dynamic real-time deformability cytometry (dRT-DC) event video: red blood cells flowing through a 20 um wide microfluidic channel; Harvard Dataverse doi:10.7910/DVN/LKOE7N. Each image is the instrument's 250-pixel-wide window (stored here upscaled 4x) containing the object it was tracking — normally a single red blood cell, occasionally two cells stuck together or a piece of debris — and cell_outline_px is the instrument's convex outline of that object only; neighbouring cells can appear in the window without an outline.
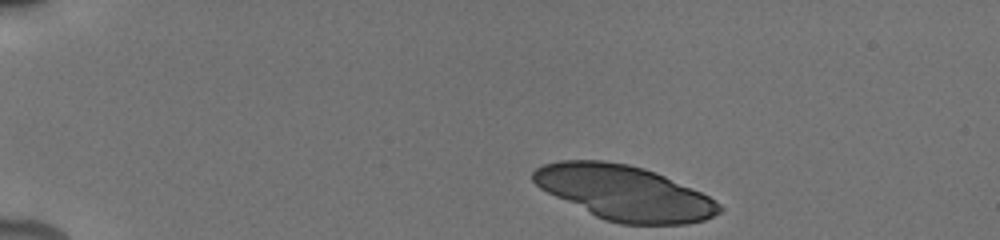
{"species": "human", "species_latin": "Homo sapiens", "temperature_condition": "cold", "stored_images_in_passage": 18, "camera_frame_rate_fps": 3000, "um_per_image_px": 0.085, "donor": {"sex": "male"}, "frame": {"image": 1, "passage_image": 1, "time_ms": 0.0, "image_size_px": [1000, 240], "cell_outline_px": [[724, 208], [720, 212], [704, 220], [688, 224], [620, 224], [604, 220], [540, 188], [532, 180], [532, 172], [536, 168], [544, 164], [560, 160], [604, 160], [628, 164], [644, 168], [656, 172], [700, 192], [716, 200]], "centroid_in_image_um": [53.08, 16.38], "position_along_channel_um": 31.9, "area_um2": 58.96}}